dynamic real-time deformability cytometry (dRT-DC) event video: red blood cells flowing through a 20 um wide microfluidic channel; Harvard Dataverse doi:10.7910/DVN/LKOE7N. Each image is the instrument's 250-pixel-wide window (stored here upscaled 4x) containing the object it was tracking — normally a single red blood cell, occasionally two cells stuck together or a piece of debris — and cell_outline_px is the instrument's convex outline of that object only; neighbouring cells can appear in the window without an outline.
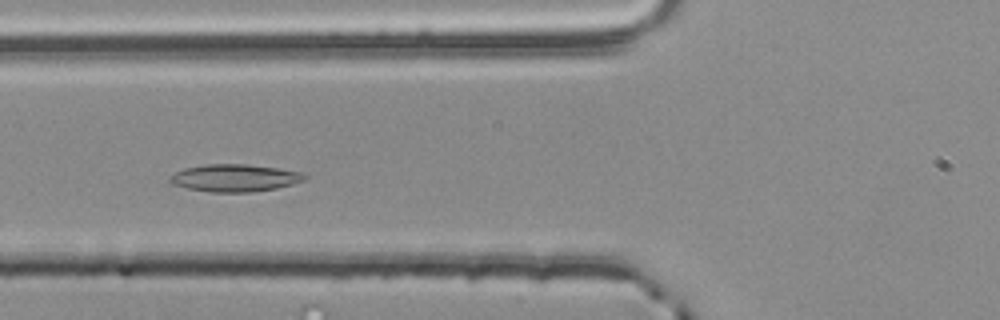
{"species": "common noctule bat (a hibernating species)", "species_latin": "Nyctalus noctula", "temperature_condition": "room temperature", "stored_images_in_passage": 39, "camera_frame_rate_fps": 3000, "um_per_image_px": 0.085, "animal": {"sex": "male", "body_mass_g": 20.4}, "frame": {"image": 1, "passage_image": 10, "time_ms": 3.0, "image_size_px": [1000, 320], "cell_outline_px": [[308, 176], [304, 180], [292, 184], [276, 188], [252, 192], [208, 192], [168, 184], [168, 176], [184, 168], [204, 164], [248, 164], [280, 168], [300, 172]], "centroid_in_image_um": [19.9, 15.12], "position_along_channel_um": 105.9, "area_um2": 21.73}}
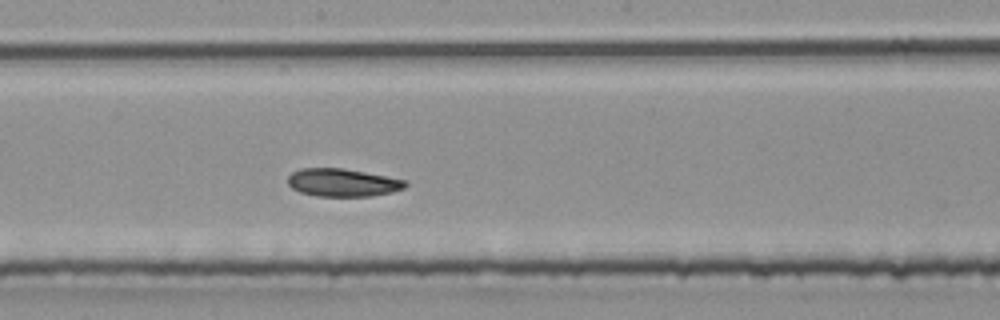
{"frame": {"image": 2, "passage_image": 19, "time_ms": 6.0, "image_size_px": [1000, 320], "cell_outline_px": [[408, 184], [404, 188], [392, 192], [368, 196], [316, 196], [300, 192], [292, 188], [288, 184], [288, 176], [292, 172], [300, 168], [344, 168], [408, 180]], "centroid_in_image_um": [29.13, 15.51], "position_along_channel_um": 219.1, "area_um2": 19.19}}
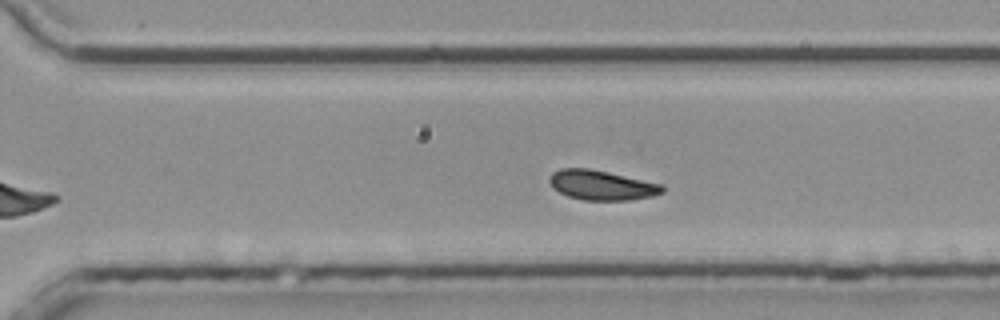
{"frame": {"image": 3, "passage_image": 27, "time_ms": 8.667, "image_size_px": [1000, 320], "cell_outline_px": [[664, 192], [652, 196], [628, 200], [584, 200], [568, 196], [552, 188], [548, 180], [552, 172], [560, 168], [588, 168], [608, 172], [664, 184]], "centroid_in_image_um": [51.13, 15.73], "position_along_channel_um": 319.5, "area_um2": 19.65}}